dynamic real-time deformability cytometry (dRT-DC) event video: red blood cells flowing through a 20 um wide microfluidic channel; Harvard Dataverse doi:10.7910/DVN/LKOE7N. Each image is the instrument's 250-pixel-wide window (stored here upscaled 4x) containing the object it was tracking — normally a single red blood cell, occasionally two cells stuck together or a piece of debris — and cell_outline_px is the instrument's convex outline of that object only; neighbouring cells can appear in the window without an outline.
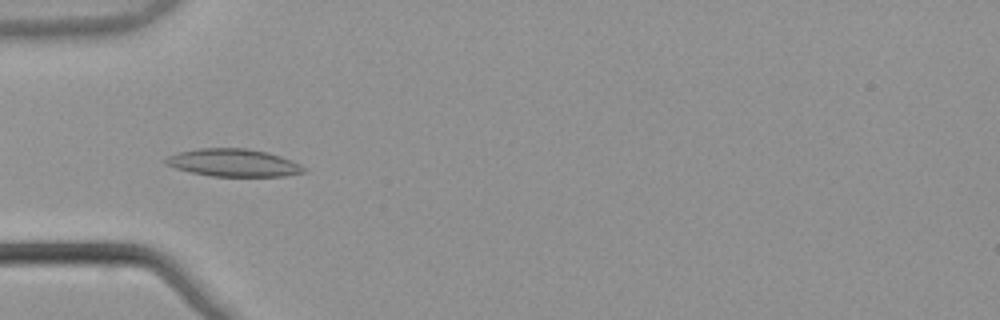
{"species": "common noctule bat (a hibernating species)", "species_latin": "Nyctalus noctula", "temperature_condition": "warm", "stored_images_in_passage": 54, "camera_frame_rate_fps": 3000, "um_per_image_px": 0.085, "animal": {"sex": "male", "body_mass_g": 21.5, "forearm_length_mm": 52.0}, "frame": {"image": 1, "passage_image": 18, "time_ms": 5.667, "image_size_px": [1000, 320], "cell_outline_px": [[304, 172], [284, 176], [212, 176], [192, 172], [176, 168], [164, 164], [164, 160], [168, 156], [176, 152], [200, 148], [248, 148], [268, 152], [292, 160], [300, 164], [304, 168]], "centroid_in_image_um": [19.82, 13.82], "position_along_channel_um": 65.2, "area_um2": 22.2}}
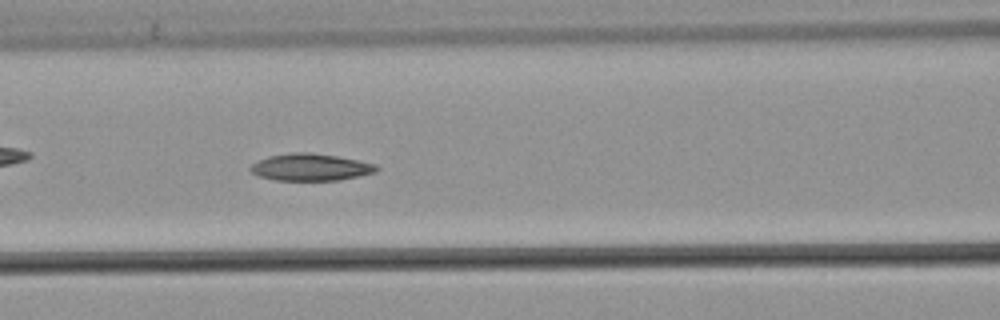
{"frame": {"image": 2, "passage_image": 24, "time_ms": 7.667, "image_size_px": [1000, 320], "cell_outline_px": [[380, 168], [376, 172], [360, 176], [340, 180], [276, 180], [260, 176], [252, 172], [248, 168], [252, 164], [268, 156], [292, 152], [308, 152], [336, 156], [376, 164]], "centroid_in_image_um": [26.42, 14.21], "position_along_channel_um": 140.2, "area_um2": 19.77}}
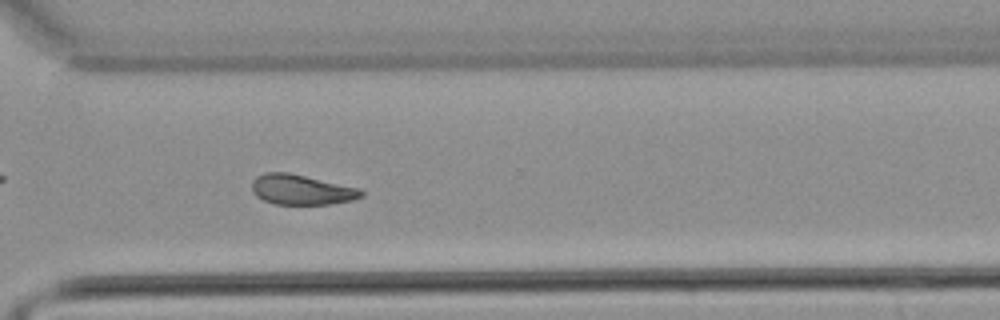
{"frame": {"image": 3, "passage_image": 40, "time_ms": 13.0, "image_size_px": [1000, 320], "cell_outline_px": [[364, 196], [352, 200], [328, 204], [272, 204], [256, 196], [252, 192], [252, 180], [256, 176], [264, 172], [288, 172], [360, 188], [364, 192]], "centroid_in_image_um": [25.6, 16.12], "position_along_channel_um": 345.0, "area_um2": 19.31}}